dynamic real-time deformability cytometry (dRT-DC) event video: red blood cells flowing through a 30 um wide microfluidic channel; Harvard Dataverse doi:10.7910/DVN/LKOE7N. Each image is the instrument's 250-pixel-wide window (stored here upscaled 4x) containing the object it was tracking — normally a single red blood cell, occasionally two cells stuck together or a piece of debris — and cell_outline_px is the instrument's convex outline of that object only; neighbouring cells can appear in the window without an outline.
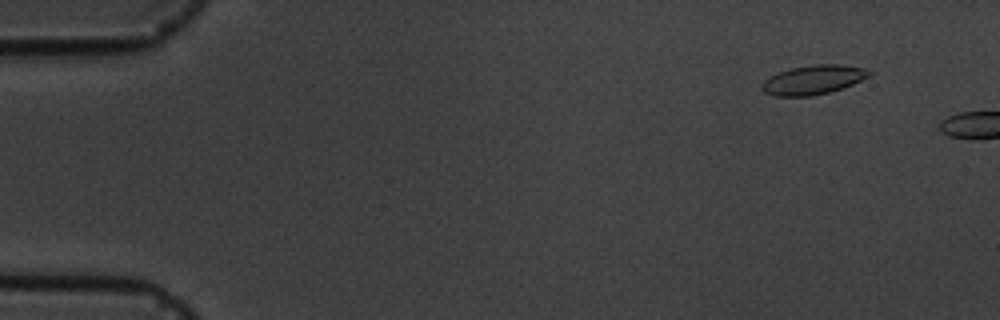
{"species": "common noctule bat (a hibernating species)", "species_latin": "Nyctalus noctula", "temperature_condition": "cold", "stored_images_in_passage": 3, "camera_frame_rate_fps": 3000, "um_per_image_px": 0.085, "animal": {"sex": "male", "body_mass_g": 19.5, "forearm_length_mm": 54.6}, "frame": {"image": 1, "passage_image": 2, "time_ms": 1.0, "image_size_px": [1000, 320], "cell_outline_px": [[872, 76], [852, 84], [828, 92], [812, 96], [776, 96], [764, 92], [760, 88], [760, 84], [764, 80], [780, 72], [792, 68], [812, 64], [840, 64], [864, 68], [872, 72]], "centroid_in_image_um": [69.13, 6.78], "position_along_channel_um": 15.9, "area_um2": 18.21}}